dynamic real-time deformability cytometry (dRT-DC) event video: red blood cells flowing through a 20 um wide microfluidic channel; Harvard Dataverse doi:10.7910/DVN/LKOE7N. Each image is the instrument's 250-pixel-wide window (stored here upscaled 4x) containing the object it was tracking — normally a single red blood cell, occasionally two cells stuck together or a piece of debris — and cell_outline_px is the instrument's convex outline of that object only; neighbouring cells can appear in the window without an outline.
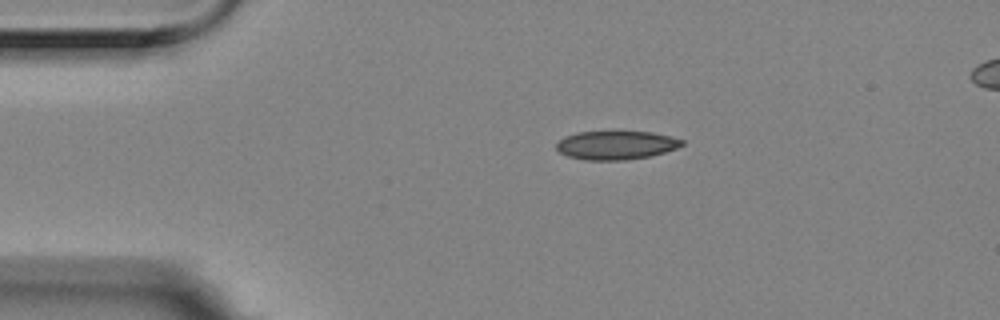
{"species": "Egyptian fruit bat (a non-hibernating species)", "species_latin": "Rousettus aegyptiacus", "temperature_condition": "room temperature", "stored_images_in_passage": 3, "camera_frame_rate_fps": 3000, "um_per_image_px": 0.085, "animal": {"sex": "female"}, "frame": {"image": 1, "passage_image": 1, "time_ms": 0.0, "image_size_px": [1000, 320], "cell_outline_px": [[684, 144], [676, 148], [652, 156], [624, 160], [584, 160], [568, 156], [560, 152], [556, 148], [556, 144], [564, 136], [576, 132], [616, 128], [652, 132], [672, 136], [684, 140]], "centroid_in_image_um": [52.37, 12.28], "position_along_channel_um": 32.6, "area_um2": 22.08}}
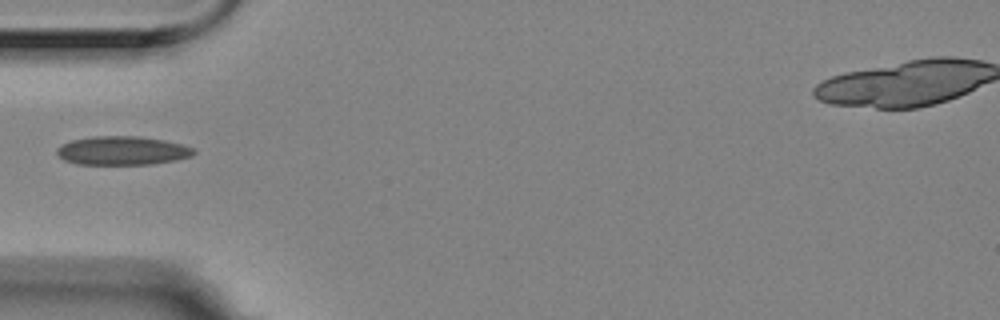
{"frame": {"image": 2, "passage_image": 3, "time_ms": 0.667, "image_size_px": [1000, 320], "cell_outline_px": [[196, 152], [192, 156], [176, 160], [152, 164], [76, 164], [64, 160], [56, 152], [56, 148], [72, 140], [92, 136], [140, 136], [164, 140], [184, 144], [192, 148]], "centroid_in_image_um": [10.42, 12.8], "position_along_channel_um": 74.6, "area_um2": 22.95}}